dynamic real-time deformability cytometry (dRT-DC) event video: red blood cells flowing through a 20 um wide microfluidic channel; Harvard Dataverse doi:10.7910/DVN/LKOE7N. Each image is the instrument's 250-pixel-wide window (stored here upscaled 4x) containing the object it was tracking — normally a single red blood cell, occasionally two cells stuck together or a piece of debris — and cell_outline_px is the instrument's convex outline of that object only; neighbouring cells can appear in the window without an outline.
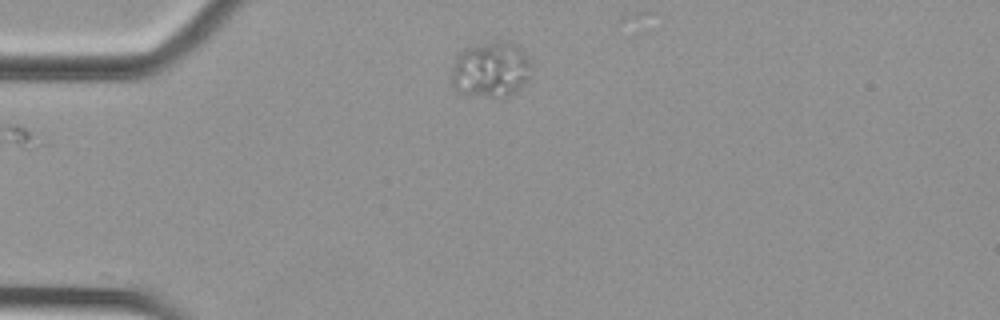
{"species": "Egyptian fruit bat (a non-hibernating species)", "species_latin": "Rousettus aegyptiacus", "temperature_condition": "cold", "stored_images_in_passage": 8, "camera_frame_rate_fps": 3000, "um_per_image_px": 0.085, "animal": {"sex": "female"}, "frame": {"image": 1, "passage_image": 1, "time_ms": 0.0, "image_size_px": [1000, 320], "cell_outline_px": [[532, 64], [528, 80], [516, 92], [508, 96], [492, 100], [464, 96], [456, 92], [452, 84], [452, 68], [456, 56], [464, 48], [476, 44], [496, 40], [508, 40], [516, 44], [528, 56]], "centroid_in_image_um": [41.71, 5.95], "position_along_channel_um": 43.3, "area_um2": 27.28}}
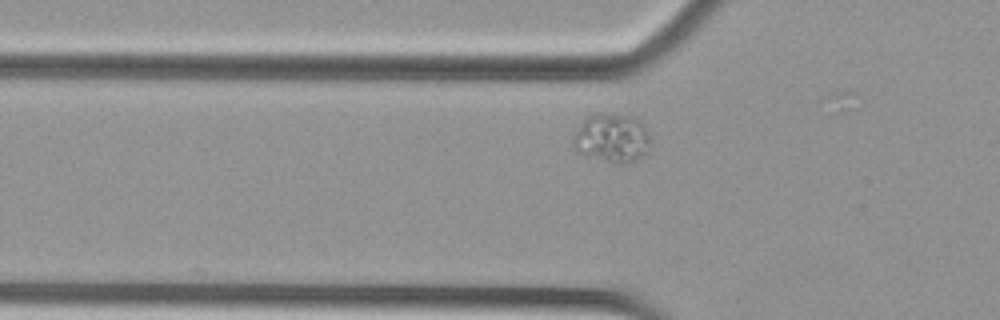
{"frame": {"image": 2, "passage_image": 6, "time_ms": 1.667, "image_size_px": [1000, 320], "cell_outline_px": [[648, 152], [644, 156], [636, 160], [624, 164], [612, 164], [576, 152], [572, 144], [572, 140], [580, 124], [588, 116], [596, 112], [612, 112], [636, 116], [644, 124], [648, 132]], "centroid_in_image_um": [52.01, 11.72], "position_along_channel_um": 73.8, "area_um2": 22.72}}